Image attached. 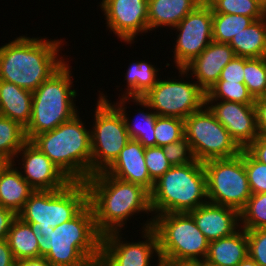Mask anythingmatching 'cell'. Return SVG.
Masks as SVG:
<instances>
[{
	"mask_svg": "<svg viewBox=\"0 0 266 266\" xmlns=\"http://www.w3.org/2000/svg\"><path fill=\"white\" fill-rule=\"evenodd\" d=\"M28 224L37 238L39 255L45 257L52 266L98 264L102 235L96 229L89 204L71 220L56 228Z\"/></svg>",
	"mask_w": 266,
	"mask_h": 266,
	"instance_id": "cell-1",
	"label": "cell"
},
{
	"mask_svg": "<svg viewBox=\"0 0 266 266\" xmlns=\"http://www.w3.org/2000/svg\"><path fill=\"white\" fill-rule=\"evenodd\" d=\"M85 184L95 226L102 236L121 231L133 215L140 212L152 214L150 193L140 185L118 179L105 171L93 174Z\"/></svg>",
	"mask_w": 266,
	"mask_h": 266,
	"instance_id": "cell-2",
	"label": "cell"
},
{
	"mask_svg": "<svg viewBox=\"0 0 266 266\" xmlns=\"http://www.w3.org/2000/svg\"><path fill=\"white\" fill-rule=\"evenodd\" d=\"M59 39L19 36L0 47V80L34 92L65 63Z\"/></svg>",
	"mask_w": 266,
	"mask_h": 266,
	"instance_id": "cell-3",
	"label": "cell"
},
{
	"mask_svg": "<svg viewBox=\"0 0 266 266\" xmlns=\"http://www.w3.org/2000/svg\"><path fill=\"white\" fill-rule=\"evenodd\" d=\"M76 114L30 142L42 151L70 181L85 182L91 176V131Z\"/></svg>",
	"mask_w": 266,
	"mask_h": 266,
	"instance_id": "cell-4",
	"label": "cell"
},
{
	"mask_svg": "<svg viewBox=\"0 0 266 266\" xmlns=\"http://www.w3.org/2000/svg\"><path fill=\"white\" fill-rule=\"evenodd\" d=\"M208 202L206 173L202 162L172 166L150 192L152 216L190 212ZM154 212V213H153Z\"/></svg>",
	"mask_w": 266,
	"mask_h": 266,
	"instance_id": "cell-5",
	"label": "cell"
},
{
	"mask_svg": "<svg viewBox=\"0 0 266 266\" xmlns=\"http://www.w3.org/2000/svg\"><path fill=\"white\" fill-rule=\"evenodd\" d=\"M72 79L66 62L33 92L32 116L25 128L28 141L35 135L55 129L78 114L79 108L74 103L78 93L71 89Z\"/></svg>",
	"mask_w": 266,
	"mask_h": 266,
	"instance_id": "cell-6",
	"label": "cell"
},
{
	"mask_svg": "<svg viewBox=\"0 0 266 266\" xmlns=\"http://www.w3.org/2000/svg\"><path fill=\"white\" fill-rule=\"evenodd\" d=\"M152 228L162 264H202L205 260L209 241L188 212L156 215Z\"/></svg>",
	"mask_w": 266,
	"mask_h": 266,
	"instance_id": "cell-7",
	"label": "cell"
},
{
	"mask_svg": "<svg viewBox=\"0 0 266 266\" xmlns=\"http://www.w3.org/2000/svg\"><path fill=\"white\" fill-rule=\"evenodd\" d=\"M88 204L85 182L71 181L61 190L34 191L17 214L25 223L56 228Z\"/></svg>",
	"mask_w": 266,
	"mask_h": 266,
	"instance_id": "cell-8",
	"label": "cell"
},
{
	"mask_svg": "<svg viewBox=\"0 0 266 266\" xmlns=\"http://www.w3.org/2000/svg\"><path fill=\"white\" fill-rule=\"evenodd\" d=\"M100 93L91 131V176L106 171L130 140L120 110Z\"/></svg>",
	"mask_w": 266,
	"mask_h": 266,
	"instance_id": "cell-9",
	"label": "cell"
},
{
	"mask_svg": "<svg viewBox=\"0 0 266 266\" xmlns=\"http://www.w3.org/2000/svg\"><path fill=\"white\" fill-rule=\"evenodd\" d=\"M179 79L159 78L158 82L142 97H131L132 102L147 110H153L157 116L176 117L185 120L192 113L205 106L206 92L194 81H184L188 72L178 68ZM186 75V76H185ZM175 80V81H174Z\"/></svg>",
	"mask_w": 266,
	"mask_h": 266,
	"instance_id": "cell-10",
	"label": "cell"
},
{
	"mask_svg": "<svg viewBox=\"0 0 266 266\" xmlns=\"http://www.w3.org/2000/svg\"><path fill=\"white\" fill-rule=\"evenodd\" d=\"M203 166L208 202L229 206L240 212L251 196L244 167V149L236 157L208 160Z\"/></svg>",
	"mask_w": 266,
	"mask_h": 266,
	"instance_id": "cell-11",
	"label": "cell"
},
{
	"mask_svg": "<svg viewBox=\"0 0 266 266\" xmlns=\"http://www.w3.org/2000/svg\"><path fill=\"white\" fill-rule=\"evenodd\" d=\"M184 132L195 160L202 163L233 158L242 150L206 106L184 120Z\"/></svg>",
	"mask_w": 266,
	"mask_h": 266,
	"instance_id": "cell-12",
	"label": "cell"
},
{
	"mask_svg": "<svg viewBox=\"0 0 266 266\" xmlns=\"http://www.w3.org/2000/svg\"><path fill=\"white\" fill-rule=\"evenodd\" d=\"M154 218L147 219L142 227L145 241L129 242L122 238V231L109 232L102 236L99 266H152L156 254V266H162L159 258L158 237L152 228ZM124 240V241H123ZM154 254V255H153ZM153 256V257H152Z\"/></svg>",
	"mask_w": 266,
	"mask_h": 266,
	"instance_id": "cell-13",
	"label": "cell"
},
{
	"mask_svg": "<svg viewBox=\"0 0 266 266\" xmlns=\"http://www.w3.org/2000/svg\"><path fill=\"white\" fill-rule=\"evenodd\" d=\"M179 34L174 44V65L184 68L213 41V11L203 1L173 28Z\"/></svg>",
	"mask_w": 266,
	"mask_h": 266,
	"instance_id": "cell-14",
	"label": "cell"
},
{
	"mask_svg": "<svg viewBox=\"0 0 266 266\" xmlns=\"http://www.w3.org/2000/svg\"><path fill=\"white\" fill-rule=\"evenodd\" d=\"M99 6L106 27L122 42L132 44L136 35L149 31L148 0H102Z\"/></svg>",
	"mask_w": 266,
	"mask_h": 266,
	"instance_id": "cell-15",
	"label": "cell"
},
{
	"mask_svg": "<svg viewBox=\"0 0 266 266\" xmlns=\"http://www.w3.org/2000/svg\"><path fill=\"white\" fill-rule=\"evenodd\" d=\"M205 106L241 149H246L259 136L254 104L205 100Z\"/></svg>",
	"mask_w": 266,
	"mask_h": 266,
	"instance_id": "cell-16",
	"label": "cell"
},
{
	"mask_svg": "<svg viewBox=\"0 0 266 266\" xmlns=\"http://www.w3.org/2000/svg\"><path fill=\"white\" fill-rule=\"evenodd\" d=\"M21 156L22 177L35 190H61L71 181L63 172L36 146L27 141L18 151ZM24 173V174H23Z\"/></svg>",
	"mask_w": 266,
	"mask_h": 266,
	"instance_id": "cell-17",
	"label": "cell"
},
{
	"mask_svg": "<svg viewBox=\"0 0 266 266\" xmlns=\"http://www.w3.org/2000/svg\"><path fill=\"white\" fill-rule=\"evenodd\" d=\"M235 57L228 43L212 41L184 69L196 78L195 81L206 93L219 80L224 66Z\"/></svg>",
	"mask_w": 266,
	"mask_h": 266,
	"instance_id": "cell-18",
	"label": "cell"
},
{
	"mask_svg": "<svg viewBox=\"0 0 266 266\" xmlns=\"http://www.w3.org/2000/svg\"><path fill=\"white\" fill-rule=\"evenodd\" d=\"M188 213L209 242L230 236L240 228V212L229 206L207 202Z\"/></svg>",
	"mask_w": 266,
	"mask_h": 266,
	"instance_id": "cell-19",
	"label": "cell"
},
{
	"mask_svg": "<svg viewBox=\"0 0 266 266\" xmlns=\"http://www.w3.org/2000/svg\"><path fill=\"white\" fill-rule=\"evenodd\" d=\"M144 154L145 147L138 140L130 139L105 172L118 179L140 185L150 193L154 182L150 179Z\"/></svg>",
	"mask_w": 266,
	"mask_h": 266,
	"instance_id": "cell-20",
	"label": "cell"
},
{
	"mask_svg": "<svg viewBox=\"0 0 266 266\" xmlns=\"http://www.w3.org/2000/svg\"><path fill=\"white\" fill-rule=\"evenodd\" d=\"M248 255L247 232L240 227L230 236L210 241L207 256L202 264L206 266H238Z\"/></svg>",
	"mask_w": 266,
	"mask_h": 266,
	"instance_id": "cell-21",
	"label": "cell"
},
{
	"mask_svg": "<svg viewBox=\"0 0 266 266\" xmlns=\"http://www.w3.org/2000/svg\"><path fill=\"white\" fill-rule=\"evenodd\" d=\"M16 162L7 163L0 171V206L18 214L35 191L16 168Z\"/></svg>",
	"mask_w": 266,
	"mask_h": 266,
	"instance_id": "cell-22",
	"label": "cell"
},
{
	"mask_svg": "<svg viewBox=\"0 0 266 266\" xmlns=\"http://www.w3.org/2000/svg\"><path fill=\"white\" fill-rule=\"evenodd\" d=\"M204 0H148L149 32L161 27H176Z\"/></svg>",
	"mask_w": 266,
	"mask_h": 266,
	"instance_id": "cell-23",
	"label": "cell"
},
{
	"mask_svg": "<svg viewBox=\"0 0 266 266\" xmlns=\"http://www.w3.org/2000/svg\"><path fill=\"white\" fill-rule=\"evenodd\" d=\"M32 100L33 92L0 80V115L26 128L32 116Z\"/></svg>",
	"mask_w": 266,
	"mask_h": 266,
	"instance_id": "cell-24",
	"label": "cell"
},
{
	"mask_svg": "<svg viewBox=\"0 0 266 266\" xmlns=\"http://www.w3.org/2000/svg\"><path fill=\"white\" fill-rule=\"evenodd\" d=\"M235 56L245 58H261L266 56V19L252 22L236 34L228 43Z\"/></svg>",
	"mask_w": 266,
	"mask_h": 266,
	"instance_id": "cell-25",
	"label": "cell"
},
{
	"mask_svg": "<svg viewBox=\"0 0 266 266\" xmlns=\"http://www.w3.org/2000/svg\"><path fill=\"white\" fill-rule=\"evenodd\" d=\"M130 99L131 97H121L119 101L114 103V105L120 110L125 119L130 139L138 140L145 148L155 147L156 138L154 135V126L156 123L157 115L152 110H150V112H144V110L141 111L140 109L138 110L140 111L138 112V117L141 119V121L139 120V118L137 119V117V121L133 119L135 120V122L133 120H130L128 114L126 113L127 106L125 105V103H128Z\"/></svg>",
	"mask_w": 266,
	"mask_h": 266,
	"instance_id": "cell-26",
	"label": "cell"
},
{
	"mask_svg": "<svg viewBox=\"0 0 266 266\" xmlns=\"http://www.w3.org/2000/svg\"><path fill=\"white\" fill-rule=\"evenodd\" d=\"M15 261L40 257L39 245L30 225L17 217L6 238Z\"/></svg>",
	"mask_w": 266,
	"mask_h": 266,
	"instance_id": "cell-27",
	"label": "cell"
},
{
	"mask_svg": "<svg viewBox=\"0 0 266 266\" xmlns=\"http://www.w3.org/2000/svg\"><path fill=\"white\" fill-rule=\"evenodd\" d=\"M158 69L147 61H132L125 73L126 90L122 97H142L159 80Z\"/></svg>",
	"mask_w": 266,
	"mask_h": 266,
	"instance_id": "cell-28",
	"label": "cell"
},
{
	"mask_svg": "<svg viewBox=\"0 0 266 266\" xmlns=\"http://www.w3.org/2000/svg\"><path fill=\"white\" fill-rule=\"evenodd\" d=\"M27 141L23 126L0 115V157L7 163L16 161V154Z\"/></svg>",
	"mask_w": 266,
	"mask_h": 266,
	"instance_id": "cell-29",
	"label": "cell"
},
{
	"mask_svg": "<svg viewBox=\"0 0 266 266\" xmlns=\"http://www.w3.org/2000/svg\"><path fill=\"white\" fill-rule=\"evenodd\" d=\"M254 21L252 17L239 14L213 13V41L229 43Z\"/></svg>",
	"mask_w": 266,
	"mask_h": 266,
	"instance_id": "cell-30",
	"label": "cell"
},
{
	"mask_svg": "<svg viewBox=\"0 0 266 266\" xmlns=\"http://www.w3.org/2000/svg\"><path fill=\"white\" fill-rule=\"evenodd\" d=\"M205 100H223L254 104L255 98L251 95L244 83L217 81L206 93Z\"/></svg>",
	"mask_w": 266,
	"mask_h": 266,
	"instance_id": "cell-31",
	"label": "cell"
},
{
	"mask_svg": "<svg viewBox=\"0 0 266 266\" xmlns=\"http://www.w3.org/2000/svg\"><path fill=\"white\" fill-rule=\"evenodd\" d=\"M240 222L245 230L266 228V193L251 194L240 211Z\"/></svg>",
	"mask_w": 266,
	"mask_h": 266,
	"instance_id": "cell-32",
	"label": "cell"
},
{
	"mask_svg": "<svg viewBox=\"0 0 266 266\" xmlns=\"http://www.w3.org/2000/svg\"><path fill=\"white\" fill-rule=\"evenodd\" d=\"M244 84L255 99L266 96L265 57H244Z\"/></svg>",
	"mask_w": 266,
	"mask_h": 266,
	"instance_id": "cell-33",
	"label": "cell"
},
{
	"mask_svg": "<svg viewBox=\"0 0 266 266\" xmlns=\"http://www.w3.org/2000/svg\"><path fill=\"white\" fill-rule=\"evenodd\" d=\"M213 13L239 14L254 20L264 18L261 6L255 0H204Z\"/></svg>",
	"mask_w": 266,
	"mask_h": 266,
	"instance_id": "cell-34",
	"label": "cell"
},
{
	"mask_svg": "<svg viewBox=\"0 0 266 266\" xmlns=\"http://www.w3.org/2000/svg\"><path fill=\"white\" fill-rule=\"evenodd\" d=\"M154 129L156 147H163L185 137L184 120L180 118L157 116Z\"/></svg>",
	"mask_w": 266,
	"mask_h": 266,
	"instance_id": "cell-35",
	"label": "cell"
},
{
	"mask_svg": "<svg viewBox=\"0 0 266 266\" xmlns=\"http://www.w3.org/2000/svg\"><path fill=\"white\" fill-rule=\"evenodd\" d=\"M244 167L251 194L266 193V164L256 160L244 149Z\"/></svg>",
	"mask_w": 266,
	"mask_h": 266,
	"instance_id": "cell-36",
	"label": "cell"
},
{
	"mask_svg": "<svg viewBox=\"0 0 266 266\" xmlns=\"http://www.w3.org/2000/svg\"><path fill=\"white\" fill-rule=\"evenodd\" d=\"M145 164L147 166L150 179L157 181L167 170L172 167V164L164 155L162 147H147L145 148Z\"/></svg>",
	"mask_w": 266,
	"mask_h": 266,
	"instance_id": "cell-37",
	"label": "cell"
},
{
	"mask_svg": "<svg viewBox=\"0 0 266 266\" xmlns=\"http://www.w3.org/2000/svg\"><path fill=\"white\" fill-rule=\"evenodd\" d=\"M164 155L172 166L186 165L195 161L190 143L186 137L162 147Z\"/></svg>",
	"mask_w": 266,
	"mask_h": 266,
	"instance_id": "cell-38",
	"label": "cell"
},
{
	"mask_svg": "<svg viewBox=\"0 0 266 266\" xmlns=\"http://www.w3.org/2000/svg\"><path fill=\"white\" fill-rule=\"evenodd\" d=\"M249 256L259 265L266 266V228L246 230Z\"/></svg>",
	"mask_w": 266,
	"mask_h": 266,
	"instance_id": "cell-39",
	"label": "cell"
},
{
	"mask_svg": "<svg viewBox=\"0 0 266 266\" xmlns=\"http://www.w3.org/2000/svg\"><path fill=\"white\" fill-rule=\"evenodd\" d=\"M218 81L244 83V57L235 56L227 63Z\"/></svg>",
	"mask_w": 266,
	"mask_h": 266,
	"instance_id": "cell-40",
	"label": "cell"
},
{
	"mask_svg": "<svg viewBox=\"0 0 266 266\" xmlns=\"http://www.w3.org/2000/svg\"><path fill=\"white\" fill-rule=\"evenodd\" d=\"M254 106L259 136L266 137V96L256 98Z\"/></svg>",
	"mask_w": 266,
	"mask_h": 266,
	"instance_id": "cell-41",
	"label": "cell"
},
{
	"mask_svg": "<svg viewBox=\"0 0 266 266\" xmlns=\"http://www.w3.org/2000/svg\"><path fill=\"white\" fill-rule=\"evenodd\" d=\"M17 214L7 208L0 206V241L7 238L8 232Z\"/></svg>",
	"mask_w": 266,
	"mask_h": 266,
	"instance_id": "cell-42",
	"label": "cell"
},
{
	"mask_svg": "<svg viewBox=\"0 0 266 266\" xmlns=\"http://www.w3.org/2000/svg\"><path fill=\"white\" fill-rule=\"evenodd\" d=\"M246 150L259 162L266 164V137L258 136Z\"/></svg>",
	"mask_w": 266,
	"mask_h": 266,
	"instance_id": "cell-43",
	"label": "cell"
},
{
	"mask_svg": "<svg viewBox=\"0 0 266 266\" xmlns=\"http://www.w3.org/2000/svg\"><path fill=\"white\" fill-rule=\"evenodd\" d=\"M0 266H16V261L6 239L0 241Z\"/></svg>",
	"mask_w": 266,
	"mask_h": 266,
	"instance_id": "cell-44",
	"label": "cell"
},
{
	"mask_svg": "<svg viewBox=\"0 0 266 266\" xmlns=\"http://www.w3.org/2000/svg\"><path fill=\"white\" fill-rule=\"evenodd\" d=\"M16 266H52L45 257L23 259L16 262Z\"/></svg>",
	"mask_w": 266,
	"mask_h": 266,
	"instance_id": "cell-45",
	"label": "cell"
},
{
	"mask_svg": "<svg viewBox=\"0 0 266 266\" xmlns=\"http://www.w3.org/2000/svg\"><path fill=\"white\" fill-rule=\"evenodd\" d=\"M238 266H259L249 255Z\"/></svg>",
	"mask_w": 266,
	"mask_h": 266,
	"instance_id": "cell-46",
	"label": "cell"
},
{
	"mask_svg": "<svg viewBox=\"0 0 266 266\" xmlns=\"http://www.w3.org/2000/svg\"><path fill=\"white\" fill-rule=\"evenodd\" d=\"M162 266H202V264H162Z\"/></svg>",
	"mask_w": 266,
	"mask_h": 266,
	"instance_id": "cell-47",
	"label": "cell"
},
{
	"mask_svg": "<svg viewBox=\"0 0 266 266\" xmlns=\"http://www.w3.org/2000/svg\"><path fill=\"white\" fill-rule=\"evenodd\" d=\"M7 162L0 157V171L6 166Z\"/></svg>",
	"mask_w": 266,
	"mask_h": 266,
	"instance_id": "cell-48",
	"label": "cell"
},
{
	"mask_svg": "<svg viewBox=\"0 0 266 266\" xmlns=\"http://www.w3.org/2000/svg\"><path fill=\"white\" fill-rule=\"evenodd\" d=\"M261 12H262L263 17L266 19V2L261 7Z\"/></svg>",
	"mask_w": 266,
	"mask_h": 266,
	"instance_id": "cell-49",
	"label": "cell"
},
{
	"mask_svg": "<svg viewBox=\"0 0 266 266\" xmlns=\"http://www.w3.org/2000/svg\"><path fill=\"white\" fill-rule=\"evenodd\" d=\"M261 7L264 5L266 0H255Z\"/></svg>",
	"mask_w": 266,
	"mask_h": 266,
	"instance_id": "cell-50",
	"label": "cell"
}]
</instances>
